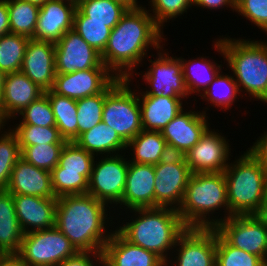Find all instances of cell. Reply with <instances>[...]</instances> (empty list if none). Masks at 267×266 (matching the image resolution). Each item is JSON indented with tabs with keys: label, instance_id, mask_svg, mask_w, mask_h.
<instances>
[{
	"label": "cell",
	"instance_id": "obj_19",
	"mask_svg": "<svg viewBox=\"0 0 267 266\" xmlns=\"http://www.w3.org/2000/svg\"><path fill=\"white\" fill-rule=\"evenodd\" d=\"M45 91L21 71L5 74L2 87L1 124H9Z\"/></svg>",
	"mask_w": 267,
	"mask_h": 266
},
{
	"label": "cell",
	"instance_id": "obj_42",
	"mask_svg": "<svg viewBox=\"0 0 267 266\" xmlns=\"http://www.w3.org/2000/svg\"><path fill=\"white\" fill-rule=\"evenodd\" d=\"M148 3L150 9L147 10L162 30L166 27L165 23L184 16L193 6V0H149Z\"/></svg>",
	"mask_w": 267,
	"mask_h": 266
},
{
	"label": "cell",
	"instance_id": "obj_34",
	"mask_svg": "<svg viewBox=\"0 0 267 266\" xmlns=\"http://www.w3.org/2000/svg\"><path fill=\"white\" fill-rule=\"evenodd\" d=\"M77 8L87 17V21L108 23L113 29L128 8L114 0H81Z\"/></svg>",
	"mask_w": 267,
	"mask_h": 266
},
{
	"label": "cell",
	"instance_id": "obj_17",
	"mask_svg": "<svg viewBox=\"0 0 267 266\" xmlns=\"http://www.w3.org/2000/svg\"><path fill=\"white\" fill-rule=\"evenodd\" d=\"M56 74H67L96 67H106L101 54L73 29L55 43Z\"/></svg>",
	"mask_w": 267,
	"mask_h": 266
},
{
	"label": "cell",
	"instance_id": "obj_36",
	"mask_svg": "<svg viewBox=\"0 0 267 266\" xmlns=\"http://www.w3.org/2000/svg\"><path fill=\"white\" fill-rule=\"evenodd\" d=\"M6 125L0 124V190H5L12 170L21 157L16 134ZM4 129V130H3Z\"/></svg>",
	"mask_w": 267,
	"mask_h": 266
},
{
	"label": "cell",
	"instance_id": "obj_6",
	"mask_svg": "<svg viewBox=\"0 0 267 266\" xmlns=\"http://www.w3.org/2000/svg\"><path fill=\"white\" fill-rule=\"evenodd\" d=\"M232 161L224 171L229 217L253 215L267 196V170L247 149Z\"/></svg>",
	"mask_w": 267,
	"mask_h": 266
},
{
	"label": "cell",
	"instance_id": "obj_24",
	"mask_svg": "<svg viewBox=\"0 0 267 266\" xmlns=\"http://www.w3.org/2000/svg\"><path fill=\"white\" fill-rule=\"evenodd\" d=\"M13 195L56 198L52 189L51 172L35 167L20 157L5 189Z\"/></svg>",
	"mask_w": 267,
	"mask_h": 266
},
{
	"label": "cell",
	"instance_id": "obj_10",
	"mask_svg": "<svg viewBox=\"0 0 267 266\" xmlns=\"http://www.w3.org/2000/svg\"><path fill=\"white\" fill-rule=\"evenodd\" d=\"M125 154L126 152L96 156L88 181L87 194L108 206L113 204L111 206L113 211H116L118 205L119 208L117 207V209H121L129 166L128 155Z\"/></svg>",
	"mask_w": 267,
	"mask_h": 266
},
{
	"label": "cell",
	"instance_id": "obj_3",
	"mask_svg": "<svg viewBox=\"0 0 267 266\" xmlns=\"http://www.w3.org/2000/svg\"><path fill=\"white\" fill-rule=\"evenodd\" d=\"M227 36V37H226ZM224 37V38H223ZM213 48L219 53L233 74L242 97L250 101L267 102V41L244 36L232 38L222 35L214 39ZM244 92V94L242 93ZM246 92V93H245ZM245 95V96H244ZM247 95V96H246Z\"/></svg>",
	"mask_w": 267,
	"mask_h": 266
},
{
	"label": "cell",
	"instance_id": "obj_28",
	"mask_svg": "<svg viewBox=\"0 0 267 266\" xmlns=\"http://www.w3.org/2000/svg\"><path fill=\"white\" fill-rule=\"evenodd\" d=\"M126 150L131 153V157L128 156L129 162L136 164L155 165L170 155L160 131L142 130L127 143Z\"/></svg>",
	"mask_w": 267,
	"mask_h": 266
},
{
	"label": "cell",
	"instance_id": "obj_53",
	"mask_svg": "<svg viewBox=\"0 0 267 266\" xmlns=\"http://www.w3.org/2000/svg\"><path fill=\"white\" fill-rule=\"evenodd\" d=\"M23 1H26V2H29L31 4H35L39 7H41L43 4H45L48 0H23Z\"/></svg>",
	"mask_w": 267,
	"mask_h": 266
},
{
	"label": "cell",
	"instance_id": "obj_39",
	"mask_svg": "<svg viewBox=\"0 0 267 266\" xmlns=\"http://www.w3.org/2000/svg\"><path fill=\"white\" fill-rule=\"evenodd\" d=\"M215 266H267L259 256L230 245L216 230Z\"/></svg>",
	"mask_w": 267,
	"mask_h": 266
},
{
	"label": "cell",
	"instance_id": "obj_32",
	"mask_svg": "<svg viewBox=\"0 0 267 266\" xmlns=\"http://www.w3.org/2000/svg\"><path fill=\"white\" fill-rule=\"evenodd\" d=\"M239 97L242 99V95L232 73L229 75L221 70L200 96V100L206 101V105L210 104L212 107L227 111L229 109L231 110L232 105L239 101L237 100Z\"/></svg>",
	"mask_w": 267,
	"mask_h": 266
},
{
	"label": "cell",
	"instance_id": "obj_47",
	"mask_svg": "<svg viewBox=\"0 0 267 266\" xmlns=\"http://www.w3.org/2000/svg\"><path fill=\"white\" fill-rule=\"evenodd\" d=\"M200 7V9H208L210 11H217L218 9H226L229 7L231 11H236V3L234 0H193V8Z\"/></svg>",
	"mask_w": 267,
	"mask_h": 266
},
{
	"label": "cell",
	"instance_id": "obj_35",
	"mask_svg": "<svg viewBox=\"0 0 267 266\" xmlns=\"http://www.w3.org/2000/svg\"><path fill=\"white\" fill-rule=\"evenodd\" d=\"M29 39L14 33L0 36V70L4 74L21 70Z\"/></svg>",
	"mask_w": 267,
	"mask_h": 266
},
{
	"label": "cell",
	"instance_id": "obj_9",
	"mask_svg": "<svg viewBox=\"0 0 267 266\" xmlns=\"http://www.w3.org/2000/svg\"><path fill=\"white\" fill-rule=\"evenodd\" d=\"M163 48L164 46L157 50L156 56L155 53L147 56L148 60L146 61H149V66L146 71H140L141 74L135 72L130 77L140 75L145 85L147 84L143 91L138 89V95L190 98L184 81L181 60L177 56H170L169 52L166 51L168 49L164 50ZM150 56L156 58L149 59Z\"/></svg>",
	"mask_w": 267,
	"mask_h": 266
},
{
	"label": "cell",
	"instance_id": "obj_5",
	"mask_svg": "<svg viewBox=\"0 0 267 266\" xmlns=\"http://www.w3.org/2000/svg\"><path fill=\"white\" fill-rule=\"evenodd\" d=\"M177 211L187 228H215L229 218L224 172L192 173Z\"/></svg>",
	"mask_w": 267,
	"mask_h": 266
},
{
	"label": "cell",
	"instance_id": "obj_22",
	"mask_svg": "<svg viewBox=\"0 0 267 266\" xmlns=\"http://www.w3.org/2000/svg\"><path fill=\"white\" fill-rule=\"evenodd\" d=\"M154 186V165L129 162L121 209L155 208Z\"/></svg>",
	"mask_w": 267,
	"mask_h": 266
},
{
	"label": "cell",
	"instance_id": "obj_2",
	"mask_svg": "<svg viewBox=\"0 0 267 266\" xmlns=\"http://www.w3.org/2000/svg\"><path fill=\"white\" fill-rule=\"evenodd\" d=\"M111 209L89 194L61 196L57 198L55 227L77 251L102 252L114 231L109 227L117 224Z\"/></svg>",
	"mask_w": 267,
	"mask_h": 266
},
{
	"label": "cell",
	"instance_id": "obj_41",
	"mask_svg": "<svg viewBox=\"0 0 267 266\" xmlns=\"http://www.w3.org/2000/svg\"><path fill=\"white\" fill-rule=\"evenodd\" d=\"M65 144H39L19 146L21 157L35 167L52 171L59 163V157Z\"/></svg>",
	"mask_w": 267,
	"mask_h": 266
},
{
	"label": "cell",
	"instance_id": "obj_38",
	"mask_svg": "<svg viewBox=\"0 0 267 266\" xmlns=\"http://www.w3.org/2000/svg\"><path fill=\"white\" fill-rule=\"evenodd\" d=\"M10 129L16 134L19 146H33L39 144H65L67 141L61 136L56 126H36L30 124H14Z\"/></svg>",
	"mask_w": 267,
	"mask_h": 266
},
{
	"label": "cell",
	"instance_id": "obj_50",
	"mask_svg": "<svg viewBox=\"0 0 267 266\" xmlns=\"http://www.w3.org/2000/svg\"><path fill=\"white\" fill-rule=\"evenodd\" d=\"M253 216L267 228V196Z\"/></svg>",
	"mask_w": 267,
	"mask_h": 266
},
{
	"label": "cell",
	"instance_id": "obj_45",
	"mask_svg": "<svg viewBox=\"0 0 267 266\" xmlns=\"http://www.w3.org/2000/svg\"><path fill=\"white\" fill-rule=\"evenodd\" d=\"M102 259V252L78 251L74 256L65 259L58 266H99Z\"/></svg>",
	"mask_w": 267,
	"mask_h": 266
},
{
	"label": "cell",
	"instance_id": "obj_31",
	"mask_svg": "<svg viewBox=\"0 0 267 266\" xmlns=\"http://www.w3.org/2000/svg\"><path fill=\"white\" fill-rule=\"evenodd\" d=\"M44 94L50 101L61 136L73 142L78 137L77 100L56 94L52 89Z\"/></svg>",
	"mask_w": 267,
	"mask_h": 266
},
{
	"label": "cell",
	"instance_id": "obj_20",
	"mask_svg": "<svg viewBox=\"0 0 267 266\" xmlns=\"http://www.w3.org/2000/svg\"><path fill=\"white\" fill-rule=\"evenodd\" d=\"M20 71L44 91L51 90L56 75L55 43L29 39Z\"/></svg>",
	"mask_w": 267,
	"mask_h": 266
},
{
	"label": "cell",
	"instance_id": "obj_46",
	"mask_svg": "<svg viewBox=\"0 0 267 266\" xmlns=\"http://www.w3.org/2000/svg\"><path fill=\"white\" fill-rule=\"evenodd\" d=\"M261 136H258L257 140L250 145L247 150L261 163V165L267 170V129Z\"/></svg>",
	"mask_w": 267,
	"mask_h": 266
},
{
	"label": "cell",
	"instance_id": "obj_55",
	"mask_svg": "<svg viewBox=\"0 0 267 266\" xmlns=\"http://www.w3.org/2000/svg\"><path fill=\"white\" fill-rule=\"evenodd\" d=\"M66 1H69V2H72V3H75V4H78L81 0H66Z\"/></svg>",
	"mask_w": 267,
	"mask_h": 266
},
{
	"label": "cell",
	"instance_id": "obj_30",
	"mask_svg": "<svg viewBox=\"0 0 267 266\" xmlns=\"http://www.w3.org/2000/svg\"><path fill=\"white\" fill-rule=\"evenodd\" d=\"M23 236L16 216L13 194L0 190V254H17Z\"/></svg>",
	"mask_w": 267,
	"mask_h": 266
},
{
	"label": "cell",
	"instance_id": "obj_54",
	"mask_svg": "<svg viewBox=\"0 0 267 266\" xmlns=\"http://www.w3.org/2000/svg\"><path fill=\"white\" fill-rule=\"evenodd\" d=\"M99 266H110L104 259L100 261Z\"/></svg>",
	"mask_w": 267,
	"mask_h": 266
},
{
	"label": "cell",
	"instance_id": "obj_11",
	"mask_svg": "<svg viewBox=\"0 0 267 266\" xmlns=\"http://www.w3.org/2000/svg\"><path fill=\"white\" fill-rule=\"evenodd\" d=\"M78 251L55 226L24 234L17 255L28 266H58Z\"/></svg>",
	"mask_w": 267,
	"mask_h": 266
},
{
	"label": "cell",
	"instance_id": "obj_18",
	"mask_svg": "<svg viewBox=\"0 0 267 266\" xmlns=\"http://www.w3.org/2000/svg\"><path fill=\"white\" fill-rule=\"evenodd\" d=\"M116 76L107 67L56 74L52 90L75 100L101 93Z\"/></svg>",
	"mask_w": 267,
	"mask_h": 266
},
{
	"label": "cell",
	"instance_id": "obj_40",
	"mask_svg": "<svg viewBox=\"0 0 267 266\" xmlns=\"http://www.w3.org/2000/svg\"><path fill=\"white\" fill-rule=\"evenodd\" d=\"M105 89L96 95L77 100L78 136L102 121Z\"/></svg>",
	"mask_w": 267,
	"mask_h": 266
},
{
	"label": "cell",
	"instance_id": "obj_13",
	"mask_svg": "<svg viewBox=\"0 0 267 266\" xmlns=\"http://www.w3.org/2000/svg\"><path fill=\"white\" fill-rule=\"evenodd\" d=\"M171 256L166 266H215L216 229L187 228L177 239Z\"/></svg>",
	"mask_w": 267,
	"mask_h": 266
},
{
	"label": "cell",
	"instance_id": "obj_29",
	"mask_svg": "<svg viewBox=\"0 0 267 266\" xmlns=\"http://www.w3.org/2000/svg\"><path fill=\"white\" fill-rule=\"evenodd\" d=\"M182 63V72L189 95L201 96L213 82L218 73L223 70V64H218L211 57L199 56L194 59L179 57ZM216 61V62H215Z\"/></svg>",
	"mask_w": 267,
	"mask_h": 266
},
{
	"label": "cell",
	"instance_id": "obj_44",
	"mask_svg": "<svg viewBox=\"0 0 267 266\" xmlns=\"http://www.w3.org/2000/svg\"><path fill=\"white\" fill-rule=\"evenodd\" d=\"M235 12L267 35V0H239Z\"/></svg>",
	"mask_w": 267,
	"mask_h": 266
},
{
	"label": "cell",
	"instance_id": "obj_14",
	"mask_svg": "<svg viewBox=\"0 0 267 266\" xmlns=\"http://www.w3.org/2000/svg\"><path fill=\"white\" fill-rule=\"evenodd\" d=\"M229 142L218 128L215 130L210 126L199 142L184 155L190 171L192 173L224 172L231 162L230 158L233 157Z\"/></svg>",
	"mask_w": 267,
	"mask_h": 266
},
{
	"label": "cell",
	"instance_id": "obj_12",
	"mask_svg": "<svg viewBox=\"0 0 267 266\" xmlns=\"http://www.w3.org/2000/svg\"><path fill=\"white\" fill-rule=\"evenodd\" d=\"M154 169L155 208L170 207L178 210L192 175L184 156L170 154L155 164Z\"/></svg>",
	"mask_w": 267,
	"mask_h": 266
},
{
	"label": "cell",
	"instance_id": "obj_51",
	"mask_svg": "<svg viewBox=\"0 0 267 266\" xmlns=\"http://www.w3.org/2000/svg\"><path fill=\"white\" fill-rule=\"evenodd\" d=\"M117 1L121 4H123L124 6H126L128 9H137L142 7L143 5H141L138 0H114Z\"/></svg>",
	"mask_w": 267,
	"mask_h": 266
},
{
	"label": "cell",
	"instance_id": "obj_16",
	"mask_svg": "<svg viewBox=\"0 0 267 266\" xmlns=\"http://www.w3.org/2000/svg\"><path fill=\"white\" fill-rule=\"evenodd\" d=\"M211 107L205 106L201 111L183 109L162 130L170 154L184 156L195 146L205 131L211 126L206 112ZM207 109V110H206Z\"/></svg>",
	"mask_w": 267,
	"mask_h": 266
},
{
	"label": "cell",
	"instance_id": "obj_23",
	"mask_svg": "<svg viewBox=\"0 0 267 266\" xmlns=\"http://www.w3.org/2000/svg\"><path fill=\"white\" fill-rule=\"evenodd\" d=\"M17 220L24 234L55 226L57 198L13 195Z\"/></svg>",
	"mask_w": 267,
	"mask_h": 266
},
{
	"label": "cell",
	"instance_id": "obj_1",
	"mask_svg": "<svg viewBox=\"0 0 267 266\" xmlns=\"http://www.w3.org/2000/svg\"><path fill=\"white\" fill-rule=\"evenodd\" d=\"M145 6L127 10L111 30L101 54L102 62L117 78H130L142 63L146 64L149 49L157 51L166 44L164 31Z\"/></svg>",
	"mask_w": 267,
	"mask_h": 266
},
{
	"label": "cell",
	"instance_id": "obj_26",
	"mask_svg": "<svg viewBox=\"0 0 267 266\" xmlns=\"http://www.w3.org/2000/svg\"><path fill=\"white\" fill-rule=\"evenodd\" d=\"M143 130L160 131L185 107L183 98L138 95Z\"/></svg>",
	"mask_w": 267,
	"mask_h": 266
},
{
	"label": "cell",
	"instance_id": "obj_25",
	"mask_svg": "<svg viewBox=\"0 0 267 266\" xmlns=\"http://www.w3.org/2000/svg\"><path fill=\"white\" fill-rule=\"evenodd\" d=\"M102 254L110 266H166L155 253L130 243L116 229L104 245Z\"/></svg>",
	"mask_w": 267,
	"mask_h": 266
},
{
	"label": "cell",
	"instance_id": "obj_43",
	"mask_svg": "<svg viewBox=\"0 0 267 266\" xmlns=\"http://www.w3.org/2000/svg\"><path fill=\"white\" fill-rule=\"evenodd\" d=\"M16 118H19V123L17 124H30L42 127L56 126L50 101L45 94L28 105Z\"/></svg>",
	"mask_w": 267,
	"mask_h": 266
},
{
	"label": "cell",
	"instance_id": "obj_27",
	"mask_svg": "<svg viewBox=\"0 0 267 266\" xmlns=\"http://www.w3.org/2000/svg\"><path fill=\"white\" fill-rule=\"evenodd\" d=\"M74 142L95 156L115 155L127 151V143L103 121L80 134Z\"/></svg>",
	"mask_w": 267,
	"mask_h": 266
},
{
	"label": "cell",
	"instance_id": "obj_7",
	"mask_svg": "<svg viewBox=\"0 0 267 266\" xmlns=\"http://www.w3.org/2000/svg\"><path fill=\"white\" fill-rule=\"evenodd\" d=\"M133 79L116 77L105 88L102 121L113 128L126 143L143 130L141 108L138 101L140 84L134 85ZM132 85L136 87L132 89Z\"/></svg>",
	"mask_w": 267,
	"mask_h": 266
},
{
	"label": "cell",
	"instance_id": "obj_4",
	"mask_svg": "<svg viewBox=\"0 0 267 266\" xmlns=\"http://www.w3.org/2000/svg\"><path fill=\"white\" fill-rule=\"evenodd\" d=\"M130 220L117 221L116 229L130 243L155 253L165 263L170 259L177 239L187 229L177 209L170 207L137 208ZM128 221V222H124ZM169 256V257H168Z\"/></svg>",
	"mask_w": 267,
	"mask_h": 266
},
{
	"label": "cell",
	"instance_id": "obj_52",
	"mask_svg": "<svg viewBox=\"0 0 267 266\" xmlns=\"http://www.w3.org/2000/svg\"><path fill=\"white\" fill-rule=\"evenodd\" d=\"M5 74L0 70V124H1V102H2V87Z\"/></svg>",
	"mask_w": 267,
	"mask_h": 266
},
{
	"label": "cell",
	"instance_id": "obj_21",
	"mask_svg": "<svg viewBox=\"0 0 267 266\" xmlns=\"http://www.w3.org/2000/svg\"><path fill=\"white\" fill-rule=\"evenodd\" d=\"M77 4L66 0H48L40 7L32 39L56 43L67 31L73 29Z\"/></svg>",
	"mask_w": 267,
	"mask_h": 266
},
{
	"label": "cell",
	"instance_id": "obj_15",
	"mask_svg": "<svg viewBox=\"0 0 267 266\" xmlns=\"http://www.w3.org/2000/svg\"><path fill=\"white\" fill-rule=\"evenodd\" d=\"M215 229L233 247L267 263V228L255 216L232 215Z\"/></svg>",
	"mask_w": 267,
	"mask_h": 266
},
{
	"label": "cell",
	"instance_id": "obj_8",
	"mask_svg": "<svg viewBox=\"0 0 267 266\" xmlns=\"http://www.w3.org/2000/svg\"><path fill=\"white\" fill-rule=\"evenodd\" d=\"M95 158V155L79 147L74 141L66 142L58 165L51 171L55 197L87 194Z\"/></svg>",
	"mask_w": 267,
	"mask_h": 266
},
{
	"label": "cell",
	"instance_id": "obj_49",
	"mask_svg": "<svg viewBox=\"0 0 267 266\" xmlns=\"http://www.w3.org/2000/svg\"><path fill=\"white\" fill-rule=\"evenodd\" d=\"M0 266H28L17 254H0Z\"/></svg>",
	"mask_w": 267,
	"mask_h": 266
},
{
	"label": "cell",
	"instance_id": "obj_33",
	"mask_svg": "<svg viewBox=\"0 0 267 266\" xmlns=\"http://www.w3.org/2000/svg\"><path fill=\"white\" fill-rule=\"evenodd\" d=\"M10 33L34 37L40 7L23 0H7Z\"/></svg>",
	"mask_w": 267,
	"mask_h": 266
},
{
	"label": "cell",
	"instance_id": "obj_37",
	"mask_svg": "<svg viewBox=\"0 0 267 266\" xmlns=\"http://www.w3.org/2000/svg\"><path fill=\"white\" fill-rule=\"evenodd\" d=\"M73 30L92 48L102 54L112 29L105 22L87 21V17L77 8L74 14Z\"/></svg>",
	"mask_w": 267,
	"mask_h": 266
},
{
	"label": "cell",
	"instance_id": "obj_48",
	"mask_svg": "<svg viewBox=\"0 0 267 266\" xmlns=\"http://www.w3.org/2000/svg\"><path fill=\"white\" fill-rule=\"evenodd\" d=\"M10 33L7 0H0V36Z\"/></svg>",
	"mask_w": 267,
	"mask_h": 266
}]
</instances>
